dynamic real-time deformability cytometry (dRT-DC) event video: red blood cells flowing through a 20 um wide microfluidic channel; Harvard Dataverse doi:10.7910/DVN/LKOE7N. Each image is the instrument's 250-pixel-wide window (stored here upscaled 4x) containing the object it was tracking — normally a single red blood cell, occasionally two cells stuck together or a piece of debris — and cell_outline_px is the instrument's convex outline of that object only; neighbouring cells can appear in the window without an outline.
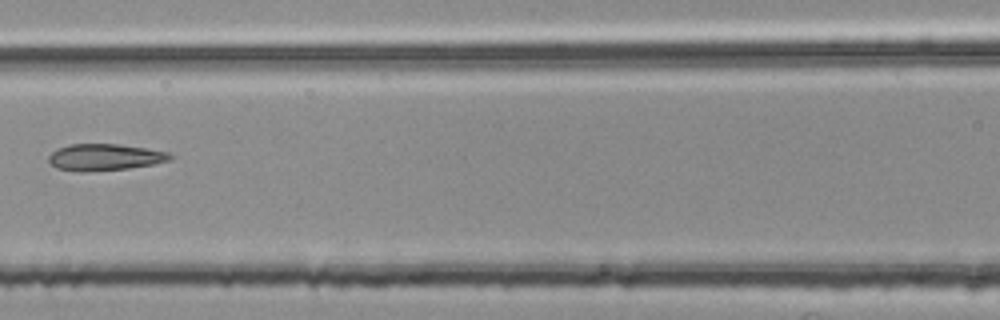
{"species": "common noctule bat (a hibernating species)", "species_latin": "Nyctalus noctula", "temperature_condition": "room temperature", "stored_images_in_passage": 4, "camera_frame_rate_fps": 3000, "um_per_image_px": 0.085, "animal": {"sex": "female", "body_mass_g": 25.1}, "frame": {"image": 1, "passage_image": 4, "time_ms": 1.0, "image_size_px": [1000, 320], "cell_outline_px": [[172, 160], [152, 164], [128, 168], [84, 172], [76, 172], [56, 168], [48, 160], [48, 156], [56, 148], [68, 144], [120, 144], [148, 148], [168, 152], [172, 156]], "centroid_in_image_um": [8.88, 13.36], "position_along_channel_um": 157.7, "area_um2": 19.02}}